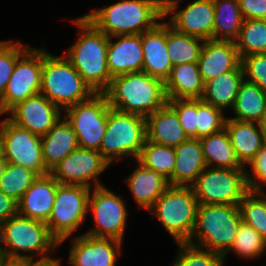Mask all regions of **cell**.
<instances>
[{
	"mask_svg": "<svg viewBox=\"0 0 266 266\" xmlns=\"http://www.w3.org/2000/svg\"><path fill=\"white\" fill-rule=\"evenodd\" d=\"M146 139V118L110 107L99 152L110 164L121 160L123 155L137 160Z\"/></svg>",
	"mask_w": 266,
	"mask_h": 266,
	"instance_id": "cell-8",
	"label": "cell"
},
{
	"mask_svg": "<svg viewBox=\"0 0 266 266\" xmlns=\"http://www.w3.org/2000/svg\"><path fill=\"white\" fill-rule=\"evenodd\" d=\"M28 48L21 42L3 41L0 44V98L3 96L16 61Z\"/></svg>",
	"mask_w": 266,
	"mask_h": 266,
	"instance_id": "cell-41",
	"label": "cell"
},
{
	"mask_svg": "<svg viewBox=\"0 0 266 266\" xmlns=\"http://www.w3.org/2000/svg\"><path fill=\"white\" fill-rule=\"evenodd\" d=\"M59 245L42 221L16 214L0 224V253L3 261L32 262V254L37 253L41 256L37 261L51 259L47 252Z\"/></svg>",
	"mask_w": 266,
	"mask_h": 266,
	"instance_id": "cell-4",
	"label": "cell"
},
{
	"mask_svg": "<svg viewBox=\"0 0 266 266\" xmlns=\"http://www.w3.org/2000/svg\"><path fill=\"white\" fill-rule=\"evenodd\" d=\"M204 82L197 63H184L172 67L165 81L167 99H201Z\"/></svg>",
	"mask_w": 266,
	"mask_h": 266,
	"instance_id": "cell-27",
	"label": "cell"
},
{
	"mask_svg": "<svg viewBox=\"0 0 266 266\" xmlns=\"http://www.w3.org/2000/svg\"><path fill=\"white\" fill-rule=\"evenodd\" d=\"M241 222L239 205L199 204L194 229L187 243L213 251L225 259Z\"/></svg>",
	"mask_w": 266,
	"mask_h": 266,
	"instance_id": "cell-5",
	"label": "cell"
},
{
	"mask_svg": "<svg viewBox=\"0 0 266 266\" xmlns=\"http://www.w3.org/2000/svg\"><path fill=\"white\" fill-rule=\"evenodd\" d=\"M4 156V137H3V128L0 125V157Z\"/></svg>",
	"mask_w": 266,
	"mask_h": 266,
	"instance_id": "cell-48",
	"label": "cell"
},
{
	"mask_svg": "<svg viewBox=\"0 0 266 266\" xmlns=\"http://www.w3.org/2000/svg\"><path fill=\"white\" fill-rule=\"evenodd\" d=\"M113 42L108 37L107 63L110 76L141 72L143 68V51L141 34L114 36Z\"/></svg>",
	"mask_w": 266,
	"mask_h": 266,
	"instance_id": "cell-21",
	"label": "cell"
},
{
	"mask_svg": "<svg viewBox=\"0 0 266 266\" xmlns=\"http://www.w3.org/2000/svg\"><path fill=\"white\" fill-rule=\"evenodd\" d=\"M110 105L104 93L67 107L65 119L73 128L79 148L99 151L105 135Z\"/></svg>",
	"mask_w": 266,
	"mask_h": 266,
	"instance_id": "cell-10",
	"label": "cell"
},
{
	"mask_svg": "<svg viewBox=\"0 0 266 266\" xmlns=\"http://www.w3.org/2000/svg\"><path fill=\"white\" fill-rule=\"evenodd\" d=\"M176 158L170 177L171 186H191L207 167L199 139L189 138L174 147Z\"/></svg>",
	"mask_w": 266,
	"mask_h": 266,
	"instance_id": "cell-25",
	"label": "cell"
},
{
	"mask_svg": "<svg viewBox=\"0 0 266 266\" xmlns=\"http://www.w3.org/2000/svg\"><path fill=\"white\" fill-rule=\"evenodd\" d=\"M203 82L236 69L241 58L234 41L205 40L197 62Z\"/></svg>",
	"mask_w": 266,
	"mask_h": 266,
	"instance_id": "cell-20",
	"label": "cell"
},
{
	"mask_svg": "<svg viewBox=\"0 0 266 266\" xmlns=\"http://www.w3.org/2000/svg\"><path fill=\"white\" fill-rule=\"evenodd\" d=\"M213 1L215 9L213 40L235 41L244 21L238 0Z\"/></svg>",
	"mask_w": 266,
	"mask_h": 266,
	"instance_id": "cell-32",
	"label": "cell"
},
{
	"mask_svg": "<svg viewBox=\"0 0 266 266\" xmlns=\"http://www.w3.org/2000/svg\"><path fill=\"white\" fill-rule=\"evenodd\" d=\"M262 196L266 197V193L249 190L239 203V209L242 221L254 228L266 242V198Z\"/></svg>",
	"mask_w": 266,
	"mask_h": 266,
	"instance_id": "cell-36",
	"label": "cell"
},
{
	"mask_svg": "<svg viewBox=\"0 0 266 266\" xmlns=\"http://www.w3.org/2000/svg\"><path fill=\"white\" fill-rule=\"evenodd\" d=\"M3 128L4 158L35 172L49 174L42 157L41 136L12 123L8 118L0 123Z\"/></svg>",
	"mask_w": 266,
	"mask_h": 266,
	"instance_id": "cell-15",
	"label": "cell"
},
{
	"mask_svg": "<svg viewBox=\"0 0 266 266\" xmlns=\"http://www.w3.org/2000/svg\"><path fill=\"white\" fill-rule=\"evenodd\" d=\"M175 150L146 139L137 160L170 184V177L175 166Z\"/></svg>",
	"mask_w": 266,
	"mask_h": 266,
	"instance_id": "cell-34",
	"label": "cell"
},
{
	"mask_svg": "<svg viewBox=\"0 0 266 266\" xmlns=\"http://www.w3.org/2000/svg\"><path fill=\"white\" fill-rule=\"evenodd\" d=\"M243 80L244 73L240 64L236 69L205 82L201 100L221 110L227 107L233 109L239 86Z\"/></svg>",
	"mask_w": 266,
	"mask_h": 266,
	"instance_id": "cell-28",
	"label": "cell"
},
{
	"mask_svg": "<svg viewBox=\"0 0 266 266\" xmlns=\"http://www.w3.org/2000/svg\"><path fill=\"white\" fill-rule=\"evenodd\" d=\"M104 94L111 108L144 118L167 103L165 83L143 71L113 77Z\"/></svg>",
	"mask_w": 266,
	"mask_h": 266,
	"instance_id": "cell-3",
	"label": "cell"
},
{
	"mask_svg": "<svg viewBox=\"0 0 266 266\" xmlns=\"http://www.w3.org/2000/svg\"><path fill=\"white\" fill-rule=\"evenodd\" d=\"M0 266H27L26 262H9L3 261Z\"/></svg>",
	"mask_w": 266,
	"mask_h": 266,
	"instance_id": "cell-49",
	"label": "cell"
},
{
	"mask_svg": "<svg viewBox=\"0 0 266 266\" xmlns=\"http://www.w3.org/2000/svg\"><path fill=\"white\" fill-rule=\"evenodd\" d=\"M226 119L223 110L197 99V139L223 130Z\"/></svg>",
	"mask_w": 266,
	"mask_h": 266,
	"instance_id": "cell-40",
	"label": "cell"
},
{
	"mask_svg": "<svg viewBox=\"0 0 266 266\" xmlns=\"http://www.w3.org/2000/svg\"><path fill=\"white\" fill-rule=\"evenodd\" d=\"M253 176L251 177L246 170L247 184L251 191H262V184L266 185V143L249 163Z\"/></svg>",
	"mask_w": 266,
	"mask_h": 266,
	"instance_id": "cell-44",
	"label": "cell"
},
{
	"mask_svg": "<svg viewBox=\"0 0 266 266\" xmlns=\"http://www.w3.org/2000/svg\"><path fill=\"white\" fill-rule=\"evenodd\" d=\"M91 188L81 185L57 186L51 214L46 222L51 235L63 243L79 228L88 213Z\"/></svg>",
	"mask_w": 266,
	"mask_h": 266,
	"instance_id": "cell-11",
	"label": "cell"
},
{
	"mask_svg": "<svg viewBox=\"0 0 266 266\" xmlns=\"http://www.w3.org/2000/svg\"><path fill=\"white\" fill-rule=\"evenodd\" d=\"M146 133L148 141L173 148L189 139L168 103L146 117Z\"/></svg>",
	"mask_w": 266,
	"mask_h": 266,
	"instance_id": "cell-23",
	"label": "cell"
},
{
	"mask_svg": "<svg viewBox=\"0 0 266 266\" xmlns=\"http://www.w3.org/2000/svg\"><path fill=\"white\" fill-rule=\"evenodd\" d=\"M178 4L179 0H164V18L174 14L168 24L178 32L203 40H213L214 1L196 0L180 11Z\"/></svg>",
	"mask_w": 266,
	"mask_h": 266,
	"instance_id": "cell-16",
	"label": "cell"
},
{
	"mask_svg": "<svg viewBox=\"0 0 266 266\" xmlns=\"http://www.w3.org/2000/svg\"><path fill=\"white\" fill-rule=\"evenodd\" d=\"M244 77L266 92V53L252 54L241 58Z\"/></svg>",
	"mask_w": 266,
	"mask_h": 266,
	"instance_id": "cell-43",
	"label": "cell"
},
{
	"mask_svg": "<svg viewBox=\"0 0 266 266\" xmlns=\"http://www.w3.org/2000/svg\"><path fill=\"white\" fill-rule=\"evenodd\" d=\"M59 183L50 175L38 176L18 201V214L47 222Z\"/></svg>",
	"mask_w": 266,
	"mask_h": 266,
	"instance_id": "cell-22",
	"label": "cell"
},
{
	"mask_svg": "<svg viewBox=\"0 0 266 266\" xmlns=\"http://www.w3.org/2000/svg\"><path fill=\"white\" fill-rule=\"evenodd\" d=\"M136 161L139 165L126 182L136 203L141 208L149 210L170 184L152 169L147 168L138 160Z\"/></svg>",
	"mask_w": 266,
	"mask_h": 266,
	"instance_id": "cell-29",
	"label": "cell"
},
{
	"mask_svg": "<svg viewBox=\"0 0 266 266\" xmlns=\"http://www.w3.org/2000/svg\"><path fill=\"white\" fill-rule=\"evenodd\" d=\"M199 203L191 186H169L149 209L177 243L191 238Z\"/></svg>",
	"mask_w": 266,
	"mask_h": 266,
	"instance_id": "cell-7",
	"label": "cell"
},
{
	"mask_svg": "<svg viewBox=\"0 0 266 266\" xmlns=\"http://www.w3.org/2000/svg\"><path fill=\"white\" fill-rule=\"evenodd\" d=\"M232 110L236 117L229 119L260 123L266 113V92L258 85L244 79L239 86Z\"/></svg>",
	"mask_w": 266,
	"mask_h": 266,
	"instance_id": "cell-30",
	"label": "cell"
},
{
	"mask_svg": "<svg viewBox=\"0 0 266 266\" xmlns=\"http://www.w3.org/2000/svg\"><path fill=\"white\" fill-rule=\"evenodd\" d=\"M88 209L92 210L96 225L85 234L122 241L128 212L121 197L104 185L95 187L89 196Z\"/></svg>",
	"mask_w": 266,
	"mask_h": 266,
	"instance_id": "cell-13",
	"label": "cell"
},
{
	"mask_svg": "<svg viewBox=\"0 0 266 266\" xmlns=\"http://www.w3.org/2000/svg\"><path fill=\"white\" fill-rule=\"evenodd\" d=\"M18 214V202L0 191V224Z\"/></svg>",
	"mask_w": 266,
	"mask_h": 266,
	"instance_id": "cell-46",
	"label": "cell"
},
{
	"mask_svg": "<svg viewBox=\"0 0 266 266\" xmlns=\"http://www.w3.org/2000/svg\"><path fill=\"white\" fill-rule=\"evenodd\" d=\"M43 48H28L16 61L13 72L0 98V115L18 103L40 93Z\"/></svg>",
	"mask_w": 266,
	"mask_h": 266,
	"instance_id": "cell-12",
	"label": "cell"
},
{
	"mask_svg": "<svg viewBox=\"0 0 266 266\" xmlns=\"http://www.w3.org/2000/svg\"><path fill=\"white\" fill-rule=\"evenodd\" d=\"M27 266H61V264L60 260L51 258L47 260L27 262Z\"/></svg>",
	"mask_w": 266,
	"mask_h": 266,
	"instance_id": "cell-47",
	"label": "cell"
},
{
	"mask_svg": "<svg viewBox=\"0 0 266 266\" xmlns=\"http://www.w3.org/2000/svg\"><path fill=\"white\" fill-rule=\"evenodd\" d=\"M245 169L206 167L191 185L199 204L239 205L249 191Z\"/></svg>",
	"mask_w": 266,
	"mask_h": 266,
	"instance_id": "cell-9",
	"label": "cell"
},
{
	"mask_svg": "<svg viewBox=\"0 0 266 266\" xmlns=\"http://www.w3.org/2000/svg\"><path fill=\"white\" fill-rule=\"evenodd\" d=\"M204 42L201 38L176 31L167 23V51L173 66L197 63Z\"/></svg>",
	"mask_w": 266,
	"mask_h": 266,
	"instance_id": "cell-33",
	"label": "cell"
},
{
	"mask_svg": "<svg viewBox=\"0 0 266 266\" xmlns=\"http://www.w3.org/2000/svg\"><path fill=\"white\" fill-rule=\"evenodd\" d=\"M238 2L244 20H266V0H238Z\"/></svg>",
	"mask_w": 266,
	"mask_h": 266,
	"instance_id": "cell-45",
	"label": "cell"
},
{
	"mask_svg": "<svg viewBox=\"0 0 266 266\" xmlns=\"http://www.w3.org/2000/svg\"><path fill=\"white\" fill-rule=\"evenodd\" d=\"M266 249V242L261 235L250 225L240 223L234 242L230 250L235 251L241 257L253 259L260 256Z\"/></svg>",
	"mask_w": 266,
	"mask_h": 266,
	"instance_id": "cell-38",
	"label": "cell"
},
{
	"mask_svg": "<svg viewBox=\"0 0 266 266\" xmlns=\"http://www.w3.org/2000/svg\"><path fill=\"white\" fill-rule=\"evenodd\" d=\"M41 146L43 161L48 171L79 148L73 128L65 118L62 120V117L41 136Z\"/></svg>",
	"mask_w": 266,
	"mask_h": 266,
	"instance_id": "cell-26",
	"label": "cell"
},
{
	"mask_svg": "<svg viewBox=\"0 0 266 266\" xmlns=\"http://www.w3.org/2000/svg\"><path fill=\"white\" fill-rule=\"evenodd\" d=\"M7 117L15 125L42 136L46 134L62 116L61 108L50 102L43 94H36L18 103Z\"/></svg>",
	"mask_w": 266,
	"mask_h": 266,
	"instance_id": "cell-17",
	"label": "cell"
},
{
	"mask_svg": "<svg viewBox=\"0 0 266 266\" xmlns=\"http://www.w3.org/2000/svg\"><path fill=\"white\" fill-rule=\"evenodd\" d=\"M6 164L7 160L4 158V156L0 157V178L3 175Z\"/></svg>",
	"mask_w": 266,
	"mask_h": 266,
	"instance_id": "cell-50",
	"label": "cell"
},
{
	"mask_svg": "<svg viewBox=\"0 0 266 266\" xmlns=\"http://www.w3.org/2000/svg\"><path fill=\"white\" fill-rule=\"evenodd\" d=\"M3 262V259H2V256H1V253H0V264Z\"/></svg>",
	"mask_w": 266,
	"mask_h": 266,
	"instance_id": "cell-52",
	"label": "cell"
},
{
	"mask_svg": "<svg viewBox=\"0 0 266 266\" xmlns=\"http://www.w3.org/2000/svg\"><path fill=\"white\" fill-rule=\"evenodd\" d=\"M71 266H115L122 241L83 233L72 241Z\"/></svg>",
	"mask_w": 266,
	"mask_h": 266,
	"instance_id": "cell-18",
	"label": "cell"
},
{
	"mask_svg": "<svg viewBox=\"0 0 266 266\" xmlns=\"http://www.w3.org/2000/svg\"><path fill=\"white\" fill-rule=\"evenodd\" d=\"M225 129L240 164L249 165L266 143V137L260 124L226 119Z\"/></svg>",
	"mask_w": 266,
	"mask_h": 266,
	"instance_id": "cell-24",
	"label": "cell"
},
{
	"mask_svg": "<svg viewBox=\"0 0 266 266\" xmlns=\"http://www.w3.org/2000/svg\"><path fill=\"white\" fill-rule=\"evenodd\" d=\"M109 162L99 151L78 148L55 165L49 174L63 185H81L91 188L103 186L97 178L108 166Z\"/></svg>",
	"mask_w": 266,
	"mask_h": 266,
	"instance_id": "cell-14",
	"label": "cell"
},
{
	"mask_svg": "<svg viewBox=\"0 0 266 266\" xmlns=\"http://www.w3.org/2000/svg\"><path fill=\"white\" fill-rule=\"evenodd\" d=\"M234 42L240 58L266 53V20L245 19Z\"/></svg>",
	"mask_w": 266,
	"mask_h": 266,
	"instance_id": "cell-35",
	"label": "cell"
},
{
	"mask_svg": "<svg viewBox=\"0 0 266 266\" xmlns=\"http://www.w3.org/2000/svg\"><path fill=\"white\" fill-rule=\"evenodd\" d=\"M189 138H197V99H167Z\"/></svg>",
	"mask_w": 266,
	"mask_h": 266,
	"instance_id": "cell-42",
	"label": "cell"
},
{
	"mask_svg": "<svg viewBox=\"0 0 266 266\" xmlns=\"http://www.w3.org/2000/svg\"><path fill=\"white\" fill-rule=\"evenodd\" d=\"M199 140L207 167L245 169L235 155L225 128L218 133L210 134Z\"/></svg>",
	"mask_w": 266,
	"mask_h": 266,
	"instance_id": "cell-31",
	"label": "cell"
},
{
	"mask_svg": "<svg viewBox=\"0 0 266 266\" xmlns=\"http://www.w3.org/2000/svg\"><path fill=\"white\" fill-rule=\"evenodd\" d=\"M83 16L108 37L142 34L164 19V0H122Z\"/></svg>",
	"mask_w": 266,
	"mask_h": 266,
	"instance_id": "cell-1",
	"label": "cell"
},
{
	"mask_svg": "<svg viewBox=\"0 0 266 266\" xmlns=\"http://www.w3.org/2000/svg\"><path fill=\"white\" fill-rule=\"evenodd\" d=\"M141 42L142 71L165 83L173 67L167 51V23H158L153 29L143 32Z\"/></svg>",
	"mask_w": 266,
	"mask_h": 266,
	"instance_id": "cell-19",
	"label": "cell"
},
{
	"mask_svg": "<svg viewBox=\"0 0 266 266\" xmlns=\"http://www.w3.org/2000/svg\"><path fill=\"white\" fill-rule=\"evenodd\" d=\"M37 177L32 170L7 162L0 178V191L18 202Z\"/></svg>",
	"mask_w": 266,
	"mask_h": 266,
	"instance_id": "cell-37",
	"label": "cell"
},
{
	"mask_svg": "<svg viewBox=\"0 0 266 266\" xmlns=\"http://www.w3.org/2000/svg\"><path fill=\"white\" fill-rule=\"evenodd\" d=\"M40 94L65 110L88 100L94 92L64 55L53 56L43 48Z\"/></svg>",
	"mask_w": 266,
	"mask_h": 266,
	"instance_id": "cell-6",
	"label": "cell"
},
{
	"mask_svg": "<svg viewBox=\"0 0 266 266\" xmlns=\"http://www.w3.org/2000/svg\"><path fill=\"white\" fill-rule=\"evenodd\" d=\"M73 21L81 31L79 40L64 56L94 93H104L112 79L107 63L108 36L84 16Z\"/></svg>",
	"mask_w": 266,
	"mask_h": 266,
	"instance_id": "cell-2",
	"label": "cell"
},
{
	"mask_svg": "<svg viewBox=\"0 0 266 266\" xmlns=\"http://www.w3.org/2000/svg\"><path fill=\"white\" fill-rule=\"evenodd\" d=\"M259 124H260L261 130L264 132V135L266 137V113L263 115V118Z\"/></svg>",
	"mask_w": 266,
	"mask_h": 266,
	"instance_id": "cell-51",
	"label": "cell"
},
{
	"mask_svg": "<svg viewBox=\"0 0 266 266\" xmlns=\"http://www.w3.org/2000/svg\"><path fill=\"white\" fill-rule=\"evenodd\" d=\"M179 254L173 266H224L223 256L187 242L177 243Z\"/></svg>",
	"mask_w": 266,
	"mask_h": 266,
	"instance_id": "cell-39",
	"label": "cell"
}]
</instances>
